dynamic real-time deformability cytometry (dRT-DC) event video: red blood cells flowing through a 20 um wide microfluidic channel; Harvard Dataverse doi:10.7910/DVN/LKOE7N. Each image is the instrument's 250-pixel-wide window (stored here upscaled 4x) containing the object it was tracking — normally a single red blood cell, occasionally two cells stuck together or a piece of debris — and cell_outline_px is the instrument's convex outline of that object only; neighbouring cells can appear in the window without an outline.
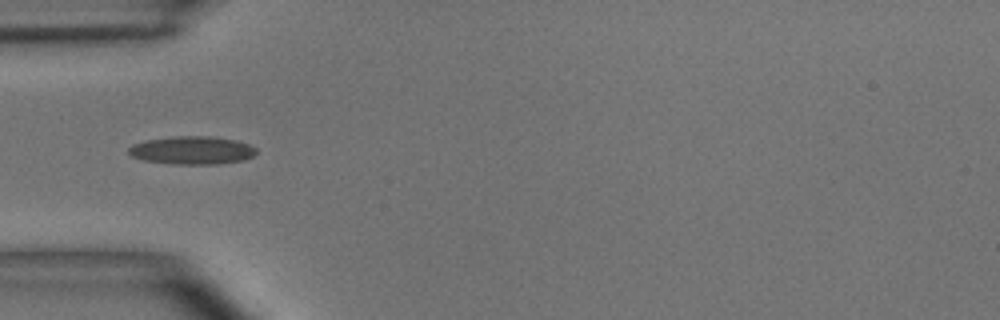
{"species": "common noctule bat (a hibernating species)", "species_latin": "Nyctalus noctula", "temperature_condition": "room temperature", "stored_images_in_passage": 5, "camera_frame_rate_fps": 3000, "um_per_image_px": 0.085, "animal": {"sex": "male", "body_mass_g": 15.6}, "frame": {"image": 1, "passage_image": 5, "time_ms": 4.667, "image_size_px": [1000, 320], "cell_outline_px": [[256, 152], [252, 156], [244, 160], [220, 164], [172, 164], [144, 160], [132, 156], [128, 152], [128, 148], [132, 144], [148, 140], [176, 136], [208, 136], [236, 140], [248, 144], [256, 148]], "centroid_in_image_um": [16.33, 12.78], "position_along_channel_um": 68.7, "area_um2": 20.81}}